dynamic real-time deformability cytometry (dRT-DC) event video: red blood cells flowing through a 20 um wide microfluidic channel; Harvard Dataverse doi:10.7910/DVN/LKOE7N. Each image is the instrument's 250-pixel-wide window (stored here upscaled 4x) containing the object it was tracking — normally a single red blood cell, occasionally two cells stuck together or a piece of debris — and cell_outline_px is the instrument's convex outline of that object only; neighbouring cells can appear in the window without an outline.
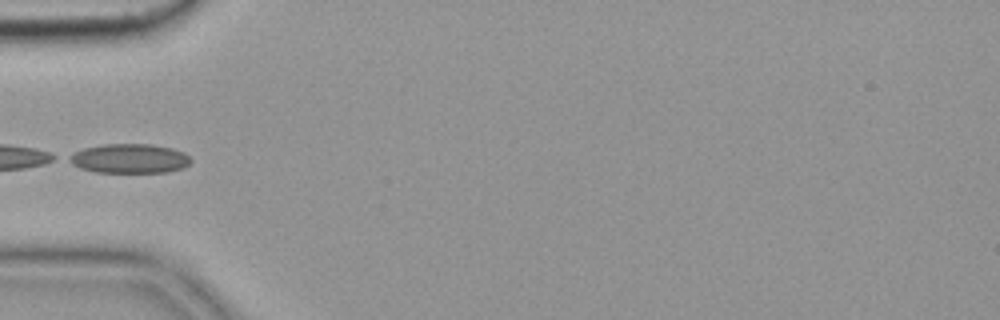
{"species": "common noctule bat (a hibernating species)", "species_latin": "Nyctalus noctula", "temperature_condition": "cold", "stored_images_in_passage": 36, "camera_frame_rate_fps": 3000, "um_per_image_px": 0.085, "animal": {"sex": "female", "body_mass_g": 19.9}, "frame": {"image": 1, "passage_image": 1, "time_ms": 0.0, "image_size_px": [1000, 320], "cell_outline_px": [[192, 160], [184, 168], [168, 172], [96, 172], [80, 168], [64, 160], [68, 156], [84, 148], [104, 144], [152, 144], [172, 148], [184, 152]], "centroid_in_image_um": [11.0, 13.47], "position_along_channel_um": 74.0, "area_um2": 20.92}}